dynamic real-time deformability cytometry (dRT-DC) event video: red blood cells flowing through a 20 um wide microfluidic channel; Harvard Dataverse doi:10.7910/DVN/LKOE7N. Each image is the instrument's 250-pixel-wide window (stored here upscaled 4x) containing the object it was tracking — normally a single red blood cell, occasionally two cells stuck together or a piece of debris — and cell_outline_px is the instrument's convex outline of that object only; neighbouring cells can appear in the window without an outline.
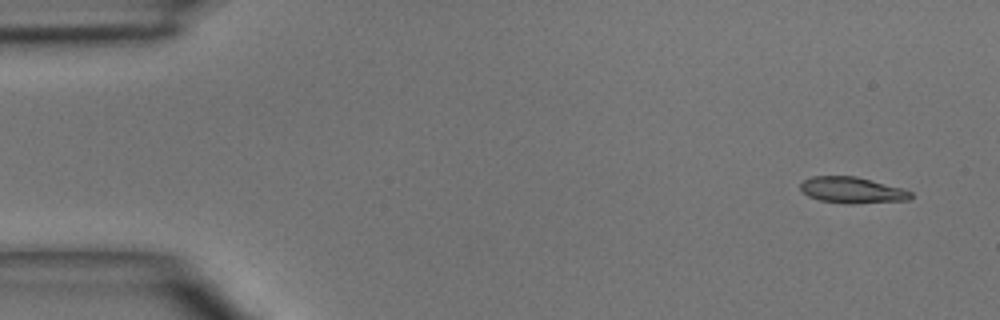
{"species": "common noctule bat (a hibernating species)", "species_latin": "Nyctalus noctula", "temperature_condition": "room temperature", "stored_images_in_passage": 4, "camera_frame_rate_fps": 3000, "um_per_image_px": 0.085, "animal": {"sex": "male", "body_mass_g": 15.6}, "frame": {"image": 1, "passage_image": 1, "time_ms": 0.0, "image_size_px": [1000, 320], "cell_outline_px": [[912, 196], [908, 200], [848, 204], [820, 200], [808, 196], [800, 188], [800, 184], [804, 180], [812, 176], [856, 176], [904, 188], [912, 192]], "centroid_in_image_um": [72.45, 16.15], "position_along_channel_um": 12.6, "area_um2": 16.82}}
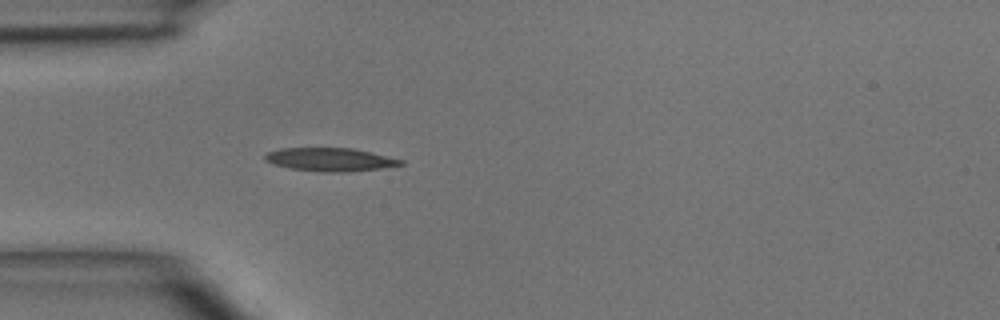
{"frame": {"image": 2, "passage_image": 4, "time_ms": 3.667, "image_size_px": [1000, 320], "cell_outline_px": [[404, 164], [380, 168], [344, 172], [320, 172], [292, 168], [276, 164], [264, 160], [264, 156], [268, 152], [280, 148], [352, 148], [372, 152], [404, 160]], "centroid_in_image_um": [28.08, 13.55], "position_along_channel_um": 56.9, "area_um2": 18.26}}